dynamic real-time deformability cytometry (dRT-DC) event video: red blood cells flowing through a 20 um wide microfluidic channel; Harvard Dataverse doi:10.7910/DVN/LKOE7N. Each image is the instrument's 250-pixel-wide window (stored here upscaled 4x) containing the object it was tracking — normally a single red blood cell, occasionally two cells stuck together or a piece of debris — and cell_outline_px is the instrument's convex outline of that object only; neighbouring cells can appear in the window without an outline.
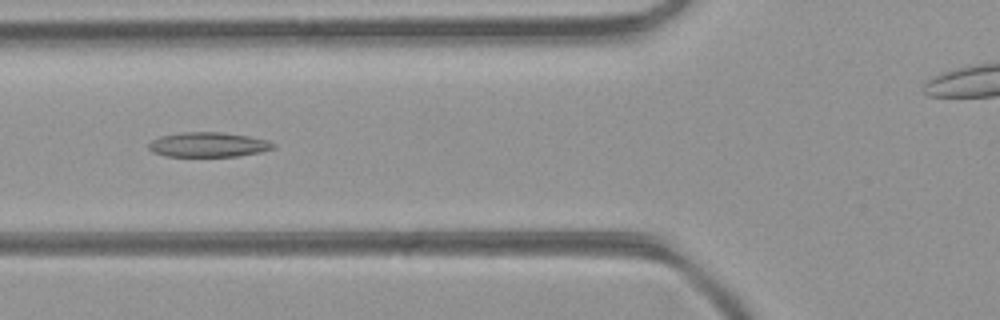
{"species": "common noctule bat (a hibernating species)", "species_latin": "Nyctalus noctula", "temperature_condition": "room temperature", "stored_images_in_passage": 41, "camera_frame_rate_fps": 3000, "um_per_image_px": 0.085, "animal": {"sex": "female", "body_mass_g": 21.9}, "frame": {"image": 1, "passage_image": 17, "time_ms": 5.333, "image_size_px": [1000, 320], "cell_outline_px": [[276, 144], [272, 148], [260, 152], [236, 156], [164, 156], [152, 152], [148, 148], [148, 144], [152, 140], [160, 136], [180, 132], [220, 132], [248, 136], [268, 140]], "centroid_in_image_um": [17.66, 12.29], "position_along_channel_um": 108.1, "area_um2": 17.92}}
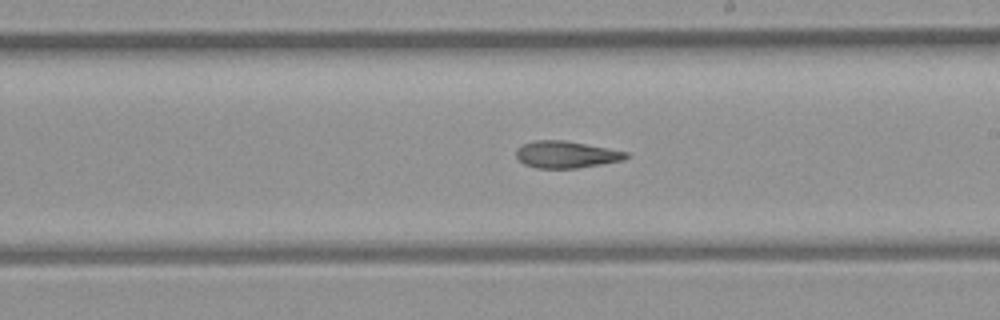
{"frame": {"image": 2, "passage_image": 26, "time_ms": 8.333, "image_size_px": [1000, 320], "cell_outline_px": [[628, 156], [624, 160], [576, 168], [536, 168], [524, 164], [516, 156], [516, 148], [524, 144], [536, 140], [564, 140], [608, 148], [628, 152]], "centroid_in_image_um": [48.11, 13.13], "position_along_channel_um": 240.9, "area_um2": 17.11}}
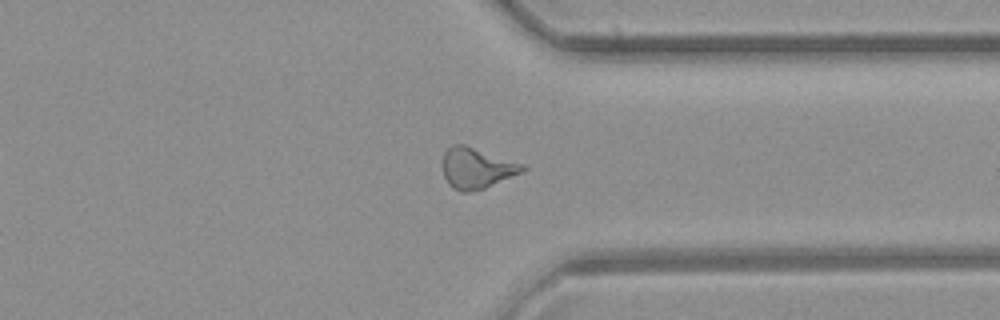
{"frame": {"image": 3, "passage_image": 35, "time_ms": 11.333, "image_size_px": [1000, 320], "cell_outline_px": [[528, 168], [520, 172], [484, 188], [468, 192], [460, 192], [452, 188], [448, 184], [444, 176], [444, 152], [452, 144], [464, 144], [524, 164]], "centroid_in_image_um": [40.49, 14.28], "position_along_channel_um": 370.9, "area_um2": 18.67}, "authors_computed_cell_mechanics": {"area_um2": 18.0336, "velocity_mm_per_s": 4.4126, "shape_relaxation_time_tau1_ms": null, "shape_relaxation_time_tau2_ms": 6.3709, "deformation_change_tau1": null, "deformation_change_tau2": 0.1826}}